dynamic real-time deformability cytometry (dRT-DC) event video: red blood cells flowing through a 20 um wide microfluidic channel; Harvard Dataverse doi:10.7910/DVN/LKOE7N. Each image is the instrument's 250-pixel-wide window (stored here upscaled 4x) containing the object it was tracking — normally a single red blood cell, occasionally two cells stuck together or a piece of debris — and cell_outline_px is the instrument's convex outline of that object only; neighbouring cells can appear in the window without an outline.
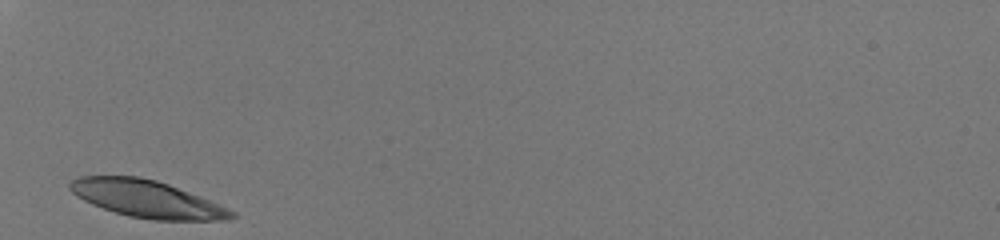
{"species": "human", "species_latin": "Homo sapiens", "temperature_condition": "room temperature", "stored_images_in_passage": 26, "camera_frame_rate_fps": 3000, "um_per_image_px": 0.085, "donor": {"sex": "male"}, "frame": {"image": 1, "passage_image": 1, "time_ms": 0.0, "image_size_px": [1000, 240], "cell_outline_px": [[236, 216], [224, 220], [152, 220], [128, 216], [92, 204], [76, 196], [68, 188], [68, 184], [76, 176], [140, 176], [156, 180], [168, 184], [228, 208], [236, 212]], "centroid_in_image_um": [12.44, 16.9], "position_along_channel_um": 72.6, "area_um2": 34.74}}
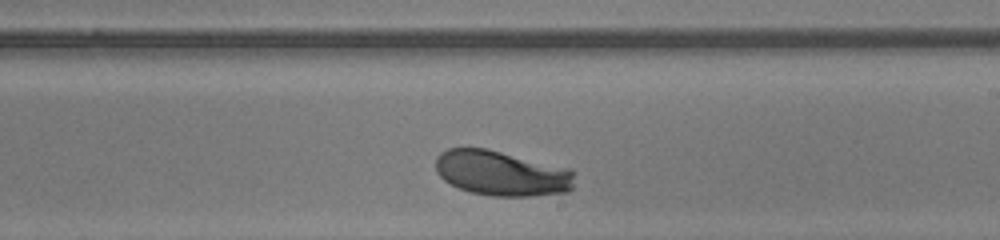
{"frame": {"image": 2, "passage_image": 15, "time_ms": 4.667, "image_size_px": [1000, 240], "cell_outline_px": [[576, 172], [572, 188], [568, 192], [532, 196], [492, 196], [472, 192], [460, 188], [444, 180], [436, 172], [436, 156], [440, 152], [448, 148], [488, 148], [572, 168]], "centroid_in_image_um": [42.68, 14.71], "position_along_channel_um": 246.3, "area_um2": 37.05}}
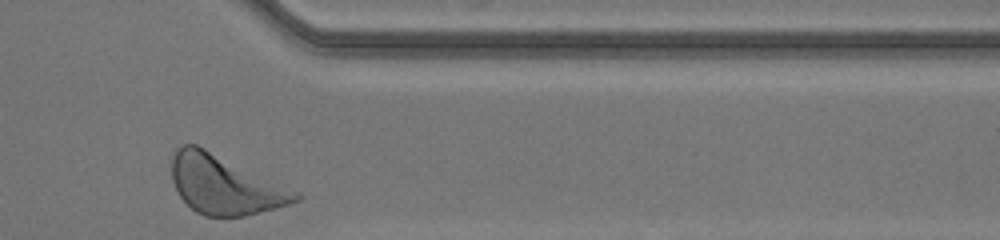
{"frame": {"image": 3, "passage_image": 26, "time_ms": 8.333, "image_size_px": [1000, 240], "cell_outline_px": [[304, 196], [300, 200], [288, 204], [244, 216], [204, 216], [196, 212], [180, 196], [172, 180], [172, 156], [176, 148], [184, 144], [196, 144]], "centroid_in_image_um": [19.04, 15.71], "position_along_channel_um": 392.4, "area_um2": 41.27}, "authors_computed_cell_mechanics": {"area_um2": 36.7608, "velocity_mm_per_s": 3.9921, "shape_relaxation_time_tau1_ms": 1.5008, "shape_relaxation_time_tau2_ms": null, "deformation_change_tau1": 0.1221, "deformation_change_tau2": null}}